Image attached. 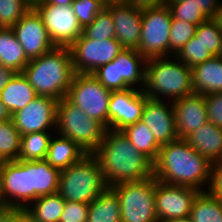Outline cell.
Returning <instances> with one entry per match:
<instances>
[{
  "mask_svg": "<svg viewBox=\"0 0 222 222\" xmlns=\"http://www.w3.org/2000/svg\"><path fill=\"white\" fill-rule=\"evenodd\" d=\"M118 80H125L131 87L144 86L146 59L133 49H124L117 57ZM142 87V88H141Z\"/></svg>",
  "mask_w": 222,
  "mask_h": 222,
  "instance_id": "25",
  "label": "cell"
},
{
  "mask_svg": "<svg viewBox=\"0 0 222 222\" xmlns=\"http://www.w3.org/2000/svg\"><path fill=\"white\" fill-rule=\"evenodd\" d=\"M16 73L17 72H15L13 69L0 64V92L10 82Z\"/></svg>",
  "mask_w": 222,
  "mask_h": 222,
  "instance_id": "47",
  "label": "cell"
},
{
  "mask_svg": "<svg viewBox=\"0 0 222 222\" xmlns=\"http://www.w3.org/2000/svg\"><path fill=\"white\" fill-rule=\"evenodd\" d=\"M110 96L111 90L105 88L93 74L75 73L66 99L108 129Z\"/></svg>",
  "mask_w": 222,
  "mask_h": 222,
  "instance_id": "8",
  "label": "cell"
},
{
  "mask_svg": "<svg viewBox=\"0 0 222 222\" xmlns=\"http://www.w3.org/2000/svg\"><path fill=\"white\" fill-rule=\"evenodd\" d=\"M11 222H39L27 209H15L11 216Z\"/></svg>",
  "mask_w": 222,
  "mask_h": 222,
  "instance_id": "45",
  "label": "cell"
},
{
  "mask_svg": "<svg viewBox=\"0 0 222 222\" xmlns=\"http://www.w3.org/2000/svg\"><path fill=\"white\" fill-rule=\"evenodd\" d=\"M74 0H41L37 1L34 4H56L59 6H64V5H72V2Z\"/></svg>",
  "mask_w": 222,
  "mask_h": 222,
  "instance_id": "51",
  "label": "cell"
},
{
  "mask_svg": "<svg viewBox=\"0 0 222 222\" xmlns=\"http://www.w3.org/2000/svg\"><path fill=\"white\" fill-rule=\"evenodd\" d=\"M87 222H121L120 201L111 188L89 203Z\"/></svg>",
  "mask_w": 222,
  "mask_h": 222,
  "instance_id": "27",
  "label": "cell"
},
{
  "mask_svg": "<svg viewBox=\"0 0 222 222\" xmlns=\"http://www.w3.org/2000/svg\"><path fill=\"white\" fill-rule=\"evenodd\" d=\"M121 131L139 152L143 153L152 162L156 160L161 145L155 140L154 135L144 122L139 120L135 124L126 126Z\"/></svg>",
  "mask_w": 222,
  "mask_h": 222,
  "instance_id": "28",
  "label": "cell"
},
{
  "mask_svg": "<svg viewBox=\"0 0 222 222\" xmlns=\"http://www.w3.org/2000/svg\"><path fill=\"white\" fill-rule=\"evenodd\" d=\"M22 73L37 96L57 101L66 98L75 74L71 51L69 47L55 46L40 57L31 59Z\"/></svg>",
  "mask_w": 222,
  "mask_h": 222,
  "instance_id": "3",
  "label": "cell"
},
{
  "mask_svg": "<svg viewBox=\"0 0 222 222\" xmlns=\"http://www.w3.org/2000/svg\"><path fill=\"white\" fill-rule=\"evenodd\" d=\"M105 5L109 3L111 0H101Z\"/></svg>",
  "mask_w": 222,
  "mask_h": 222,
  "instance_id": "55",
  "label": "cell"
},
{
  "mask_svg": "<svg viewBox=\"0 0 222 222\" xmlns=\"http://www.w3.org/2000/svg\"><path fill=\"white\" fill-rule=\"evenodd\" d=\"M172 103L178 138L186 139L197 128L208 122L204 95L193 92Z\"/></svg>",
  "mask_w": 222,
  "mask_h": 222,
  "instance_id": "19",
  "label": "cell"
},
{
  "mask_svg": "<svg viewBox=\"0 0 222 222\" xmlns=\"http://www.w3.org/2000/svg\"><path fill=\"white\" fill-rule=\"evenodd\" d=\"M36 97L34 88L23 73H16L0 92L1 102L9 109L12 115L23 109Z\"/></svg>",
  "mask_w": 222,
  "mask_h": 222,
  "instance_id": "23",
  "label": "cell"
},
{
  "mask_svg": "<svg viewBox=\"0 0 222 222\" xmlns=\"http://www.w3.org/2000/svg\"><path fill=\"white\" fill-rule=\"evenodd\" d=\"M199 190L160 182L155 178V206L159 222L190 216L194 199Z\"/></svg>",
  "mask_w": 222,
  "mask_h": 222,
  "instance_id": "13",
  "label": "cell"
},
{
  "mask_svg": "<svg viewBox=\"0 0 222 222\" xmlns=\"http://www.w3.org/2000/svg\"><path fill=\"white\" fill-rule=\"evenodd\" d=\"M175 56L189 68L214 57L196 36L192 37Z\"/></svg>",
  "mask_w": 222,
  "mask_h": 222,
  "instance_id": "34",
  "label": "cell"
},
{
  "mask_svg": "<svg viewBox=\"0 0 222 222\" xmlns=\"http://www.w3.org/2000/svg\"><path fill=\"white\" fill-rule=\"evenodd\" d=\"M120 201L121 222H159L155 206V177L114 185Z\"/></svg>",
  "mask_w": 222,
  "mask_h": 222,
  "instance_id": "7",
  "label": "cell"
},
{
  "mask_svg": "<svg viewBox=\"0 0 222 222\" xmlns=\"http://www.w3.org/2000/svg\"><path fill=\"white\" fill-rule=\"evenodd\" d=\"M127 4L133 5L139 8L158 7L165 5L168 0H122Z\"/></svg>",
  "mask_w": 222,
  "mask_h": 222,
  "instance_id": "46",
  "label": "cell"
},
{
  "mask_svg": "<svg viewBox=\"0 0 222 222\" xmlns=\"http://www.w3.org/2000/svg\"><path fill=\"white\" fill-rule=\"evenodd\" d=\"M57 104L58 101L51 97L37 96L23 109L15 112L12 120L21 136L56 129Z\"/></svg>",
  "mask_w": 222,
  "mask_h": 222,
  "instance_id": "15",
  "label": "cell"
},
{
  "mask_svg": "<svg viewBox=\"0 0 222 222\" xmlns=\"http://www.w3.org/2000/svg\"><path fill=\"white\" fill-rule=\"evenodd\" d=\"M211 162L200 155L186 139H176L161 146L153 162L154 177L160 182L206 191Z\"/></svg>",
  "mask_w": 222,
  "mask_h": 222,
  "instance_id": "2",
  "label": "cell"
},
{
  "mask_svg": "<svg viewBox=\"0 0 222 222\" xmlns=\"http://www.w3.org/2000/svg\"><path fill=\"white\" fill-rule=\"evenodd\" d=\"M66 201L56 192L38 197L26 209L39 222H59Z\"/></svg>",
  "mask_w": 222,
  "mask_h": 222,
  "instance_id": "30",
  "label": "cell"
},
{
  "mask_svg": "<svg viewBox=\"0 0 222 222\" xmlns=\"http://www.w3.org/2000/svg\"><path fill=\"white\" fill-rule=\"evenodd\" d=\"M196 28V24L172 18L169 37V56L176 55L195 36Z\"/></svg>",
  "mask_w": 222,
  "mask_h": 222,
  "instance_id": "36",
  "label": "cell"
},
{
  "mask_svg": "<svg viewBox=\"0 0 222 222\" xmlns=\"http://www.w3.org/2000/svg\"><path fill=\"white\" fill-rule=\"evenodd\" d=\"M221 0H168L167 6H192L200 9L208 18L219 7Z\"/></svg>",
  "mask_w": 222,
  "mask_h": 222,
  "instance_id": "43",
  "label": "cell"
},
{
  "mask_svg": "<svg viewBox=\"0 0 222 222\" xmlns=\"http://www.w3.org/2000/svg\"><path fill=\"white\" fill-rule=\"evenodd\" d=\"M108 188L97 158L86 154L60 171L58 193L65 201L90 203Z\"/></svg>",
  "mask_w": 222,
  "mask_h": 222,
  "instance_id": "5",
  "label": "cell"
},
{
  "mask_svg": "<svg viewBox=\"0 0 222 222\" xmlns=\"http://www.w3.org/2000/svg\"><path fill=\"white\" fill-rule=\"evenodd\" d=\"M191 69L194 93L207 95L222 92V58L214 56Z\"/></svg>",
  "mask_w": 222,
  "mask_h": 222,
  "instance_id": "21",
  "label": "cell"
},
{
  "mask_svg": "<svg viewBox=\"0 0 222 222\" xmlns=\"http://www.w3.org/2000/svg\"><path fill=\"white\" fill-rule=\"evenodd\" d=\"M186 140L190 146L211 163L221 160L222 127L215 126L208 121L191 133Z\"/></svg>",
  "mask_w": 222,
  "mask_h": 222,
  "instance_id": "20",
  "label": "cell"
},
{
  "mask_svg": "<svg viewBox=\"0 0 222 222\" xmlns=\"http://www.w3.org/2000/svg\"><path fill=\"white\" fill-rule=\"evenodd\" d=\"M148 96L139 88L111 91L108 108V129L121 131L135 124L143 115Z\"/></svg>",
  "mask_w": 222,
  "mask_h": 222,
  "instance_id": "14",
  "label": "cell"
},
{
  "mask_svg": "<svg viewBox=\"0 0 222 222\" xmlns=\"http://www.w3.org/2000/svg\"><path fill=\"white\" fill-rule=\"evenodd\" d=\"M92 74L105 88L111 91L125 90L131 87L125 80H118L117 59L99 67Z\"/></svg>",
  "mask_w": 222,
  "mask_h": 222,
  "instance_id": "38",
  "label": "cell"
},
{
  "mask_svg": "<svg viewBox=\"0 0 222 222\" xmlns=\"http://www.w3.org/2000/svg\"><path fill=\"white\" fill-rule=\"evenodd\" d=\"M31 8L29 0H0V27L12 28Z\"/></svg>",
  "mask_w": 222,
  "mask_h": 222,
  "instance_id": "35",
  "label": "cell"
},
{
  "mask_svg": "<svg viewBox=\"0 0 222 222\" xmlns=\"http://www.w3.org/2000/svg\"><path fill=\"white\" fill-rule=\"evenodd\" d=\"M88 203L66 201L59 222H87Z\"/></svg>",
  "mask_w": 222,
  "mask_h": 222,
  "instance_id": "40",
  "label": "cell"
},
{
  "mask_svg": "<svg viewBox=\"0 0 222 222\" xmlns=\"http://www.w3.org/2000/svg\"><path fill=\"white\" fill-rule=\"evenodd\" d=\"M12 28L29 60L38 58L55 47L41 16L33 7Z\"/></svg>",
  "mask_w": 222,
  "mask_h": 222,
  "instance_id": "16",
  "label": "cell"
},
{
  "mask_svg": "<svg viewBox=\"0 0 222 222\" xmlns=\"http://www.w3.org/2000/svg\"><path fill=\"white\" fill-rule=\"evenodd\" d=\"M173 19L196 24L197 26L209 18L198 8L192 6H168Z\"/></svg>",
  "mask_w": 222,
  "mask_h": 222,
  "instance_id": "41",
  "label": "cell"
},
{
  "mask_svg": "<svg viewBox=\"0 0 222 222\" xmlns=\"http://www.w3.org/2000/svg\"><path fill=\"white\" fill-rule=\"evenodd\" d=\"M191 222H222V199L200 191L190 211Z\"/></svg>",
  "mask_w": 222,
  "mask_h": 222,
  "instance_id": "29",
  "label": "cell"
},
{
  "mask_svg": "<svg viewBox=\"0 0 222 222\" xmlns=\"http://www.w3.org/2000/svg\"><path fill=\"white\" fill-rule=\"evenodd\" d=\"M56 131L77 143L87 154H92L102 142L106 128L63 98L57 104Z\"/></svg>",
  "mask_w": 222,
  "mask_h": 222,
  "instance_id": "6",
  "label": "cell"
},
{
  "mask_svg": "<svg viewBox=\"0 0 222 222\" xmlns=\"http://www.w3.org/2000/svg\"><path fill=\"white\" fill-rule=\"evenodd\" d=\"M105 7L106 5L101 0H74L72 2L74 13L83 29L90 25Z\"/></svg>",
  "mask_w": 222,
  "mask_h": 222,
  "instance_id": "39",
  "label": "cell"
},
{
  "mask_svg": "<svg viewBox=\"0 0 222 222\" xmlns=\"http://www.w3.org/2000/svg\"><path fill=\"white\" fill-rule=\"evenodd\" d=\"M21 134L13 120L0 122V162L18 160Z\"/></svg>",
  "mask_w": 222,
  "mask_h": 222,
  "instance_id": "32",
  "label": "cell"
},
{
  "mask_svg": "<svg viewBox=\"0 0 222 222\" xmlns=\"http://www.w3.org/2000/svg\"><path fill=\"white\" fill-rule=\"evenodd\" d=\"M165 222H191V219L189 217H186V218L167 220Z\"/></svg>",
  "mask_w": 222,
  "mask_h": 222,
  "instance_id": "52",
  "label": "cell"
},
{
  "mask_svg": "<svg viewBox=\"0 0 222 222\" xmlns=\"http://www.w3.org/2000/svg\"><path fill=\"white\" fill-rule=\"evenodd\" d=\"M13 208L7 205L0 206V222H11Z\"/></svg>",
  "mask_w": 222,
  "mask_h": 222,
  "instance_id": "48",
  "label": "cell"
},
{
  "mask_svg": "<svg viewBox=\"0 0 222 222\" xmlns=\"http://www.w3.org/2000/svg\"><path fill=\"white\" fill-rule=\"evenodd\" d=\"M29 61L13 28L0 27V64L22 73Z\"/></svg>",
  "mask_w": 222,
  "mask_h": 222,
  "instance_id": "26",
  "label": "cell"
},
{
  "mask_svg": "<svg viewBox=\"0 0 222 222\" xmlns=\"http://www.w3.org/2000/svg\"><path fill=\"white\" fill-rule=\"evenodd\" d=\"M106 8L112 14L116 40L124 49L137 50L142 31L143 8L122 0H111Z\"/></svg>",
  "mask_w": 222,
  "mask_h": 222,
  "instance_id": "17",
  "label": "cell"
},
{
  "mask_svg": "<svg viewBox=\"0 0 222 222\" xmlns=\"http://www.w3.org/2000/svg\"><path fill=\"white\" fill-rule=\"evenodd\" d=\"M195 36L202 41L213 56H218L222 42V32L211 18L197 26Z\"/></svg>",
  "mask_w": 222,
  "mask_h": 222,
  "instance_id": "37",
  "label": "cell"
},
{
  "mask_svg": "<svg viewBox=\"0 0 222 222\" xmlns=\"http://www.w3.org/2000/svg\"><path fill=\"white\" fill-rule=\"evenodd\" d=\"M212 21L217 25V28L222 32V3L220 1L219 7L214 11L211 17Z\"/></svg>",
  "mask_w": 222,
  "mask_h": 222,
  "instance_id": "49",
  "label": "cell"
},
{
  "mask_svg": "<svg viewBox=\"0 0 222 222\" xmlns=\"http://www.w3.org/2000/svg\"><path fill=\"white\" fill-rule=\"evenodd\" d=\"M172 15L167 4L143 8L142 31L137 51L146 59L169 56Z\"/></svg>",
  "mask_w": 222,
  "mask_h": 222,
  "instance_id": "9",
  "label": "cell"
},
{
  "mask_svg": "<svg viewBox=\"0 0 222 222\" xmlns=\"http://www.w3.org/2000/svg\"><path fill=\"white\" fill-rule=\"evenodd\" d=\"M50 131L28 133L21 136L18 160L36 161L46 159L52 134Z\"/></svg>",
  "mask_w": 222,
  "mask_h": 222,
  "instance_id": "31",
  "label": "cell"
},
{
  "mask_svg": "<svg viewBox=\"0 0 222 222\" xmlns=\"http://www.w3.org/2000/svg\"><path fill=\"white\" fill-rule=\"evenodd\" d=\"M92 154L99 162L108 188L154 176L153 162L139 152L122 131L106 129L102 142Z\"/></svg>",
  "mask_w": 222,
  "mask_h": 222,
  "instance_id": "1",
  "label": "cell"
},
{
  "mask_svg": "<svg viewBox=\"0 0 222 222\" xmlns=\"http://www.w3.org/2000/svg\"><path fill=\"white\" fill-rule=\"evenodd\" d=\"M0 192L5 205L26 209L34 201L29 161L0 162Z\"/></svg>",
  "mask_w": 222,
  "mask_h": 222,
  "instance_id": "10",
  "label": "cell"
},
{
  "mask_svg": "<svg viewBox=\"0 0 222 222\" xmlns=\"http://www.w3.org/2000/svg\"><path fill=\"white\" fill-rule=\"evenodd\" d=\"M4 205L3 201H2V196H1V192H0V206Z\"/></svg>",
  "mask_w": 222,
  "mask_h": 222,
  "instance_id": "54",
  "label": "cell"
},
{
  "mask_svg": "<svg viewBox=\"0 0 222 222\" xmlns=\"http://www.w3.org/2000/svg\"><path fill=\"white\" fill-rule=\"evenodd\" d=\"M57 135L50 140L45 160L61 171L80 161L87 153L71 139Z\"/></svg>",
  "mask_w": 222,
  "mask_h": 222,
  "instance_id": "22",
  "label": "cell"
},
{
  "mask_svg": "<svg viewBox=\"0 0 222 222\" xmlns=\"http://www.w3.org/2000/svg\"><path fill=\"white\" fill-rule=\"evenodd\" d=\"M43 20L52 43L58 47H70L82 34L72 5L32 4Z\"/></svg>",
  "mask_w": 222,
  "mask_h": 222,
  "instance_id": "12",
  "label": "cell"
},
{
  "mask_svg": "<svg viewBox=\"0 0 222 222\" xmlns=\"http://www.w3.org/2000/svg\"><path fill=\"white\" fill-rule=\"evenodd\" d=\"M208 121L222 127V92L204 95Z\"/></svg>",
  "mask_w": 222,
  "mask_h": 222,
  "instance_id": "42",
  "label": "cell"
},
{
  "mask_svg": "<svg viewBox=\"0 0 222 222\" xmlns=\"http://www.w3.org/2000/svg\"><path fill=\"white\" fill-rule=\"evenodd\" d=\"M83 34L87 38L99 41L104 39H115V26L110 11L105 7L97 14L94 21L83 29Z\"/></svg>",
  "mask_w": 222,
  "mask_h": 222,
  "instance_id": "33",
  "label": "cell"
},
{
  "mask_svg": "<svg viewBox=\"0 0 222 222\" xmlns=\"http://www.w3.org/2000/svg\"><path fill=\"white\" fill-rule=\"evenodd\" d=\"M31 189L34 200L58 192L60 170L52 167L45 159L29 161Z\"/></svg>",
  "mask_w": 222,
  "mask_h": 222,
  "instance_id": "24",
  "label": "cell"
},
{
  "mask_svg": "<svg viewBox=\"0 0 222 222\" xmlns=\"http://www.w3.org/2000/svg\"><path fill=\"white\" fill-rule=\"evenodd\" d=\"M12 120V113L0 100V122Z\"/></svg>",
  "mask_w": 222,
  "mask_h": 222,
  "instance_id": "50",
  "label": "cell"
},
{
  "mask_svg": "<svg viewBox=\"0 0 222 222\" xmlns=\"http://www.w3.org/2000/svg\"><path fill=\"white\" fill-rule=\"evenodd\" d=\"M142 91L154 100L181 99L193 93L192 69L175 55L148 59Z\"/></svg>",
  "mask_w": 222,
  "mask_h": 222,
  "instance_id": "4",
  "label": "cell"
},
{
  "mask_svg": "<svg viewBox=\"0 0 222 222\" xmlns=\"http://www.w3.org/2000/svg\"><path fill=\"white\" fill-rule=\"evenodd\" d=\"M219 58H222V42H221V47H220V51L218 53V56Z\"/></svg>",
  "mask_w": 222,
  "mask_h": 222,
  "instance_id": "53",
  "label": "cell"
},
{
  "mask_svg": "<svg viewBox=\"0 0 222 222\" xmlns=\"http://www.w3.org/2000/svg\"><path fill=\"white\" fill-rule=\"evenodd\" d=\"M207 192L222 199V161L211 164L210 180Z\"/></svg>",
  "mask_w": 222,
  "mask_h": 222,
  "instance_id": "44",
  "label": "cell"
},
{
  "mask_svg": "<svg viewBox=\"0 0 222 222\" xmlns=\"http://www.w3.org/2000/svg\"><path fill=\"white\" fill-rule=\"evenodd\" d=\"M165 102L148 98L141 117L161 146L178 139L173 103Z\"/></svg>",
  "mask_w": 222,
  "mask_h": 222,
  "instance_id": "18",
  "label": "cell"
},
{
  "mask_svg": "<svg viewBox=\"0 0 222 222\" xmlns=\"http://www.w3.org/2000/svg\"><path fill=\"white\" fill-rule=\"evenodd\" d=\"M31 4H34L37 1H41V0H29Z\"/></svg>",
  "mask_w": 222,
  "mask_h": 222,
  "instance_id": "56",
  "label": "cell"
},
{
  "mask_svg": "<svg viewBox=\"0 0 222 222\" xmlns=\"http://www.w3.org/2000/svg\"><path fill=\"white\" fill-rule=\"evenodd\" d=\"M69 49L74 72L88 74L113 61L124 50L116 38L99 41L87 38L84 34Z\"/></svg>",
  "mask_w": 222,
  "mask_h": 222,
  "instance_id": "11",
  "label": "cell"
}]
</instances>
